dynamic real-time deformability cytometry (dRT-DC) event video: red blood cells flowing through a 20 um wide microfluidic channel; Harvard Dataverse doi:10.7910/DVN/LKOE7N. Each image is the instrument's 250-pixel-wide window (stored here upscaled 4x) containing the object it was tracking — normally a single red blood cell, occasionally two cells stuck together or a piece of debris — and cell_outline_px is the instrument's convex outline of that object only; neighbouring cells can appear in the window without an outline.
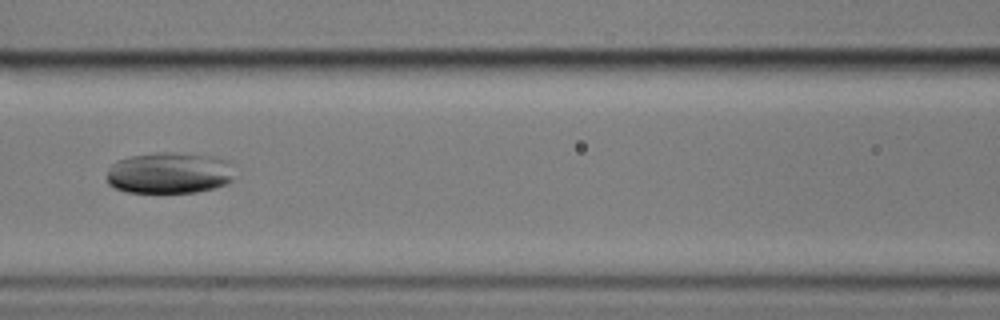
{"species": "common noctule bat (a hibernating species)", "species_latin": "Nyctalus noctula", "temperature_condition": "cold", "stored_images_in_passage": 12, "camera_frame_rate_fps": 3000, "um_per_image_px": 0.085, "animal": {"sex": "male", "body_mass_g": 17.9}, "frame": {"image": 1, "passage_image": 4, "time_ms": 3.667, "image_size_px": [1000, 320], "cell_outline_px": [[232, 180], [228, 184], [216, 188], [196, 192], [128, 192], [116, 188], [108, 184], [108, 168], [116, 160], [132, 156], [160, 152], [168, 152], [212, 156], [228, 160], [232, 164]], "centroid_in_image_um": [14.42, 14.7], "position_along_channel_um": 152.2, "area_um2": 30.81}}